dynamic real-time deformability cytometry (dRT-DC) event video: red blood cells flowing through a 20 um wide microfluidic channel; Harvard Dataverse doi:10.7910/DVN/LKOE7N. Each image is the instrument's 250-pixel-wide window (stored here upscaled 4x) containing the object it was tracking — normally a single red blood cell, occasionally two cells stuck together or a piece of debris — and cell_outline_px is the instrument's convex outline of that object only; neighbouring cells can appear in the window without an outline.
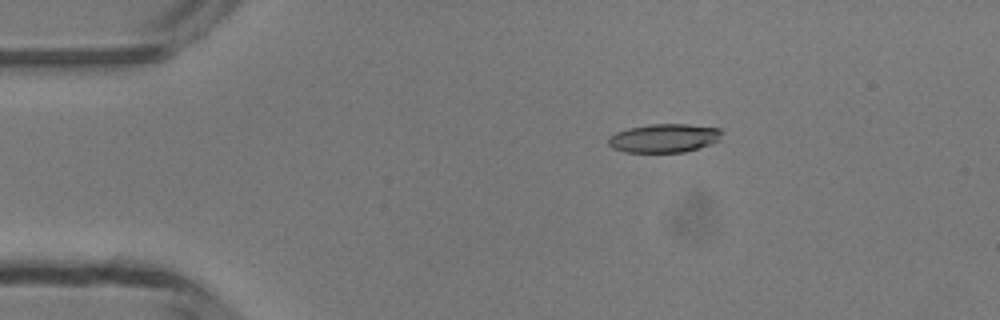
{"species": "common noctule bat (a hibernating species)", "species_latin": "Nyctalus noctula", "temperature_condition": "room temperature", "stored_images_in_passage": 49, "camera_frame_rate_fps": 3000, "um_per_image_px": 0.085, "animal": {"sex": "male", "body_mass_g": 13.3}, "frame": {"image": 1, "passage_image": 9, "time_ms": 2.667, "image_size_px": [1000, 320], "cell_outline_px": [[724, 132], [720, 140], [712, 144], [684, 152], [624, 152], [612, 148], [608, 144], [608, 136], [616, 132], [628, 128], [648, 124], [688, 124], [720, 128]], "centroid_in_image_um": [56.47, 11.73], "position_along_channel_um": 28.5, "area_um2": 19.25}}
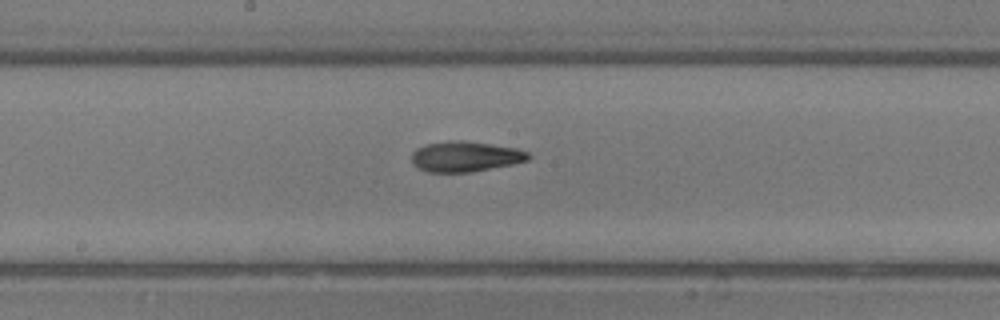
{"frame": {"image": 2, "passage_image": 26, "time_ms": 8.333, "image_size_px": [1000, 320], "cell_outline_px": [[532, 156], [528, 160], [512, 164], [472, 172], [428, 172], [416, 168], [412, 164], [412, 152], [416, 148], [424, 144], [452, 140], [464, 140], [516, 148], [528, 152]], "centroid_in_image_um": [39.52, 13.3], "position_along_channel_um": 208.7, "area_um2": 20.87}}
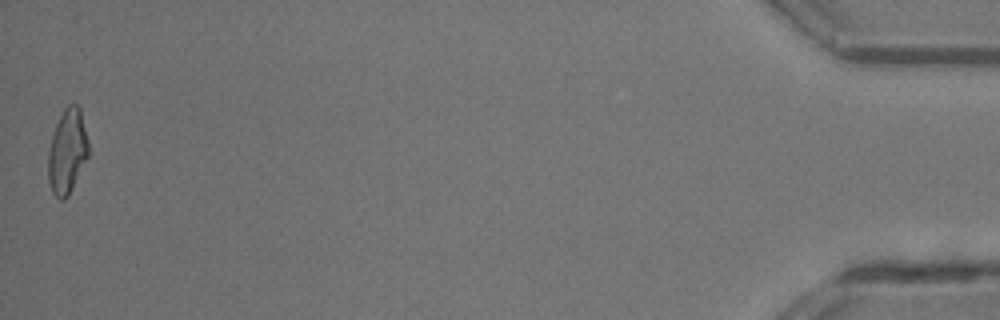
{"frame": {"image": 3, "passage_image": 49, "time_ms": 16.0, "image_size_px": [1000, 320], "cell_outline_px": [[88, 156], [68, 196], [64, 200], [60, 200], [52, 192], [48, 180], [48, 152], [52, 136], [56, 124], [64, 108], [68, 104], [76, 104], [80, 108], [88, 140]], "centroid_in_image_um": [5.71, 12.87], "position_along_channel_um": 429.5, "area_um2": 19.71}, "authors_computed_cell_mechanics": {"area_um2": 19.9988, "velocity_mm_per_s": 4.1912, "shape_relaxation_time_tau1_ms": 6.2411, "shape_relaxation_time_tau2_ms": 4.6514, "deformation_change_tau1": 0.2287, "deformation_change_tau2": 0.1312}}